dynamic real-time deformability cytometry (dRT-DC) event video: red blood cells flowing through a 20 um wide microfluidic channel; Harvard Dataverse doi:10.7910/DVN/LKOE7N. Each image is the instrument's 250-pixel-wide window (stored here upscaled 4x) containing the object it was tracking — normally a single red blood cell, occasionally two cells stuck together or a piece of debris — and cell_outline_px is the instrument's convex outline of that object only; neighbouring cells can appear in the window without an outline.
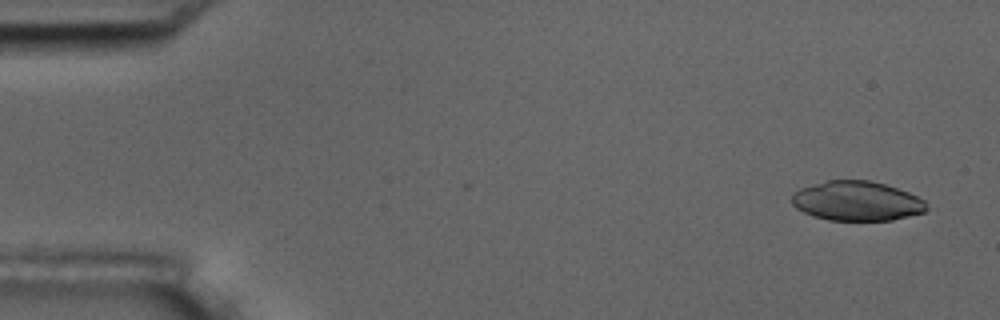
{"species": "common noctule bat (a hibernating species)", "species_latin": "Nyctalus noctula", "temperature_condition": "room temperature", "stored_images_in_passage": 5, "segment_of_instrument_passage": [2, 2], "camera_frame_rate_fps": 3000, "um_per_image_px": 0.085, "animal": {"sex": "male", "body_mass_g": 17.5, "forearm_length_mm": 52.3}, "frame": {"image": 1, "passage_image": 5, "time_ms": 1.333, "image_size_px": [1000, 320], "cell_outline_px": [[928, 208], [924, 212], [892, 220], [828, 220], [812, 216], [796, 208], [792, 204], [792, 192], [800, 188], [828, 180], [872, 180], [908, 192], [924, 200]], "centroid_in_image_um": [72.81, 17.08], "position_along_channel_um": 12.2, "area_um2": 31.04}}